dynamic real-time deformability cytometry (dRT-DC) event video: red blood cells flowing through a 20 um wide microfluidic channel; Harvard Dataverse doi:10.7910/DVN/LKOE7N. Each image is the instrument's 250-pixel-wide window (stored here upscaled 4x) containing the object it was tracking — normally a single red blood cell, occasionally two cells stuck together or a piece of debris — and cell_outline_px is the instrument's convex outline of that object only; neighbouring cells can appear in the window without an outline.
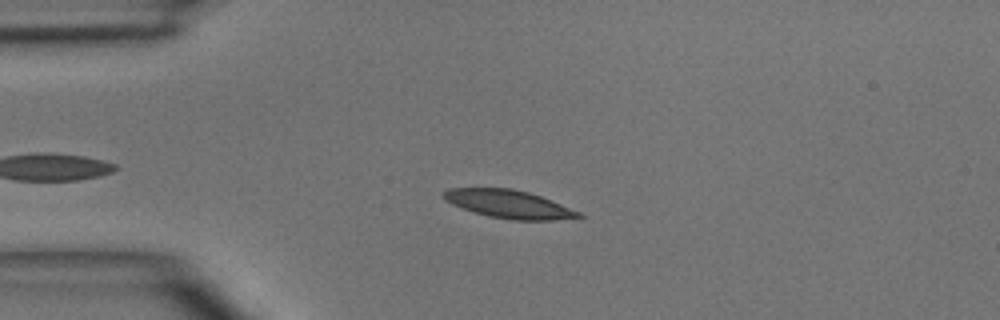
{"species": "common noctule bat (a hibernating species)", "species_latin": "Nyctalus noctula", "temperature_condition": "room temperature", "stored_images_in_passage": 5, "camera_frame_rate_fps": 3000, "um_per_image_px": 0.085, "animal": {"sex": "male", "body_mass_g": 15.6}, "frame": {"image": 1, "passage_image": 3, "time_ms": 2.333, "image_size_px": [1000, 320], "cell_outline_px": [[584, 216], [552, 220], [512, 220], [488, 216], [452, 204], [444, 200], [440, 196], [440, 192], [448, 188], [512, 188], [528, 192], [540, 196], [580, 212]], "centroid_in_image_um": [43.17, 17.33], "position_along_channel_um": 41.8, "area_um2": 21.96}}
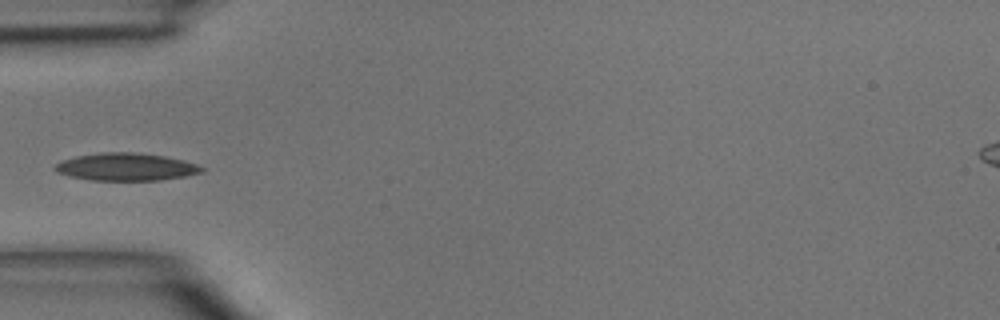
{"frame": {"image": 2, "passage_image": 4, "time_ms": 3.667, "image_size_px": [1000, 320], "cell_outline_px": [[204, 172], [184, 176], [160, 180], [92, 180], [68, 176], [56, 172], [52, 168], [56, 164], [64, 160], [76, 156], [100, 152], [132, 152], [164, 156], [184, 160], [196, 164], [204, 168]], "centroid_in_image_um": [10.7, 14.18], "position_along_channel_um": 74.3, "area_um2": 23.52}}